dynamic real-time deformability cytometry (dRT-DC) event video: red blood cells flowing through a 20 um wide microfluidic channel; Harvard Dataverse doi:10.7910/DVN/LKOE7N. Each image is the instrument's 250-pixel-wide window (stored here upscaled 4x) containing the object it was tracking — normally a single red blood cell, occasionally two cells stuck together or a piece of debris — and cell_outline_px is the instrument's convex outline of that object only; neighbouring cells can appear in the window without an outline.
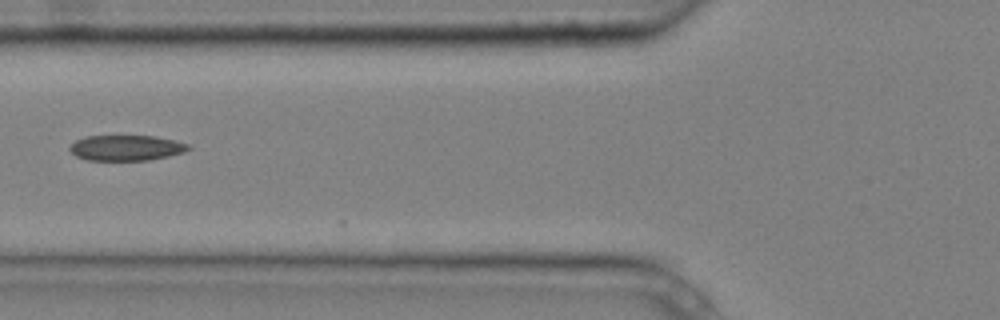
{"species": "common noctule bat (a hibernating species)", "species_latin": "Nyctalus noctula", "temperature_condition": "cold", "stored_images_in_passage": 9, "camera_frame_rate_fps": 3000, "um_per_image_px": 0.085, "animal": {"sex": "male", "body_mass_g": 20.4}, "frame": {"image": 1, "passage_image": 6, "time_ms": 1.667, "image_size_px": [1000, 320], "cell_outline_px": [[192, 148], [184, 152], [168, 156], [148, 160], [88, 160], [76, 156], [68, 148], [76, 140], [84, 136], [156, 136], [176, 140], [188, 144]], "centroid_in_image_um": [10.75, 12.56], "position_along_channel_um": 115.1, "area_um2": 17.63}}
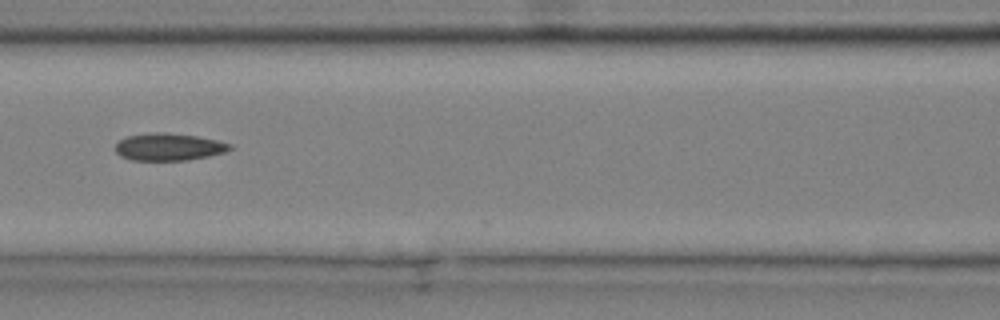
{"frame": {"image": 2, "passage_image": 7, "time_ms": 2.0, "image_size_px": [1000, 320], "cell_outline_px": [[232, 148], [224, 152], [208, 156], [188, 160], [132, 160], [120, 156], [116, 152], [116, 144], [120, 140], [128, 136], [156, 132], [164, 132], [196, 136], [216, 140], [232, 144]], "centroid_in_image_um": [14.35, 12.49], "position_along_channel_um": 152.3, "area_um2": 18.03}}